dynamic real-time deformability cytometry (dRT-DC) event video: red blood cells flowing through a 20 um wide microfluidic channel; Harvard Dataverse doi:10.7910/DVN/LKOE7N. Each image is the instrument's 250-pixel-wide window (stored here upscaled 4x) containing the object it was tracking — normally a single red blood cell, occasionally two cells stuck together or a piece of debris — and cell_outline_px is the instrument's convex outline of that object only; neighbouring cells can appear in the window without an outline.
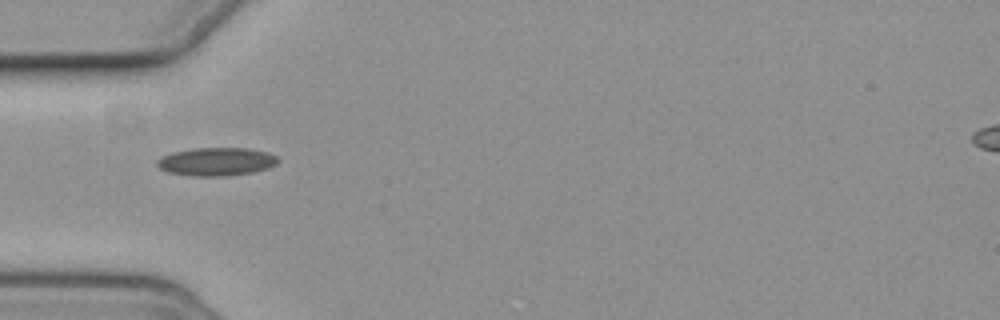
{"species": "common noctule bat (a hibernating species)", "species_latin": "Nyctalus noctula", "temperature_condition": "cold", "stored_images_in_passage": 3, "camera_frame_rate_fps": 3000, "um_per_image_px": 0.085, "animal": {"sex": "female", "body_mass_g": 19.3, "forearm_length_mm": 54.1}, "frame": {"image": 1, "passage_image": 1, "time_ms": 0.0, "image_size_px": [1000, 320], "cell_outline_px": [[280, 160], [276, 164], [268, 168], [252, 172], [228, 176], [192, 176], [168, 172], [160, 168], [156, 164], [156, 160], [172, 152], [196, 148], [248, 148], [268, 152], [276, 156]], "centroid_in_image_um": [18.41, 13.74], "position_along_channel_um": 66.6, "area_um2": 19.88}}